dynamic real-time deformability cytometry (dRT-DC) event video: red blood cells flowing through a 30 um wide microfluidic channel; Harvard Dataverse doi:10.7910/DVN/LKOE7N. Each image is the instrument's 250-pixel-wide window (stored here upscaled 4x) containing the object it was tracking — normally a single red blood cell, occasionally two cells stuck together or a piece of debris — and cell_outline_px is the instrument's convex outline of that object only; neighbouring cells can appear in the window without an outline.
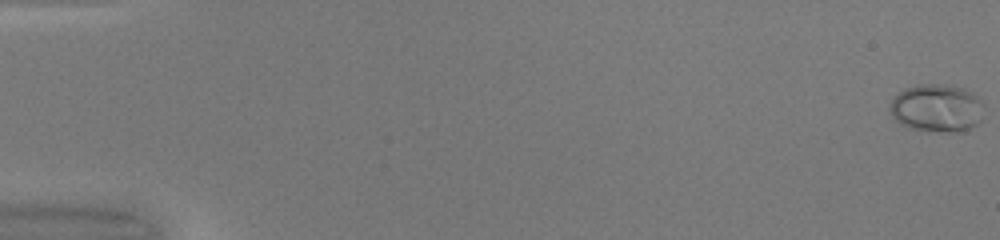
{"species": "common noctule bat (a hibernating species)", "species_latin": "Nyctalus noctula", "temperature_condition": "warm", "stored_images_in_passage": 50, "camera_frame_rate_fps": 3000, "um_per_image_px": 0.085, "animal": {"sex": "female", "body_mass_g": 20.0, "forearm_length_mm": 54.0}, "frame": {"image": 1, "passage_image": 1, "time_ms": 0.0, "image_size_px": [1000, 240], "cell_outline_px": [[984, 104], [980, 120], [976, 124], [964, 132], [924, 132], [900, 124], [892, 116], [892, 96], [904, 88], [920, 84], [948, 84], [964, 88], [972, 92]], "centroid_in_image_um": [79.64, 9.19], "position_along_channel_um": 5.4, "area_um2": 26.59}}
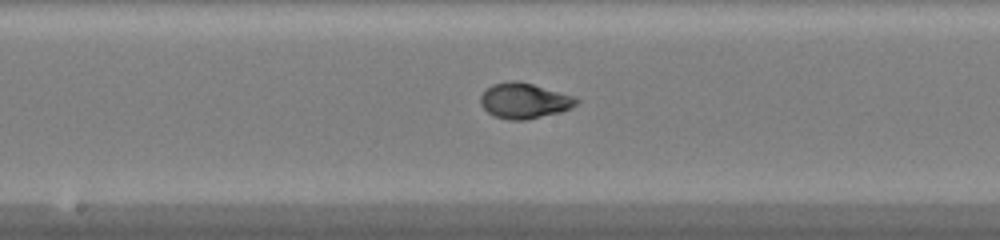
{"frame": {"image": 2, "passage_image": 28, "time_ms": 9.0, "image_size_px": [1000, 240], "cell_outline_px": [[580, 100], [572, 108], [560, 112], [524, 120], [512, 120], [496, 116], [488, 112], [480, 104], [480, 96], [492, 84], [512, 80], [516, 80], [532, 84], [576, 96]], "centroid_in_image_um": [44.59, 8.55], "position_along_channel_um": 203.6, "area_um2": 19.71}}
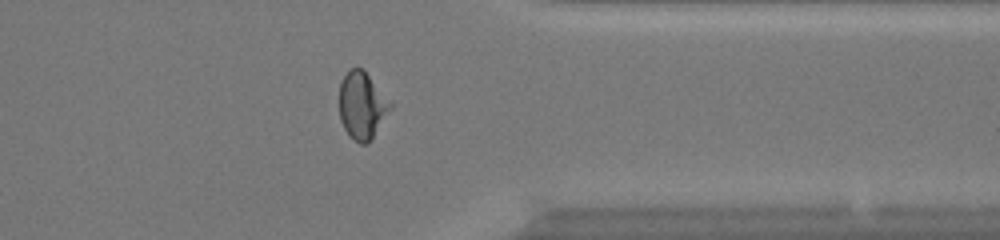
{"frame": {"image": 3, "passage_image": 41, "time_ms": 13.333, "image_size_px": [1000, 240], "cell_outline_px": [[392, 108], [368, 144], [360, 144], [352, 140], [348, 136], [340, 120], [340, 84], [344, 76], [352, 68], [364, 68], [392, 104]], "centroid_in_image_um": [30.77, 8.99], "position_along_channel_um": 380.6, "area_um2": 20.0}, "authors_computed_cell_mechanics": {"area_um2": 19.8832, "velocity_mm_per_s": 4.2243, "shape_relaxation_time_tau1_ms": 5.5808, "shape_relaxation_time_tau2_ms": null, "deformation_change_tau1": 0.2603, "deformation_change_tau2": null}}